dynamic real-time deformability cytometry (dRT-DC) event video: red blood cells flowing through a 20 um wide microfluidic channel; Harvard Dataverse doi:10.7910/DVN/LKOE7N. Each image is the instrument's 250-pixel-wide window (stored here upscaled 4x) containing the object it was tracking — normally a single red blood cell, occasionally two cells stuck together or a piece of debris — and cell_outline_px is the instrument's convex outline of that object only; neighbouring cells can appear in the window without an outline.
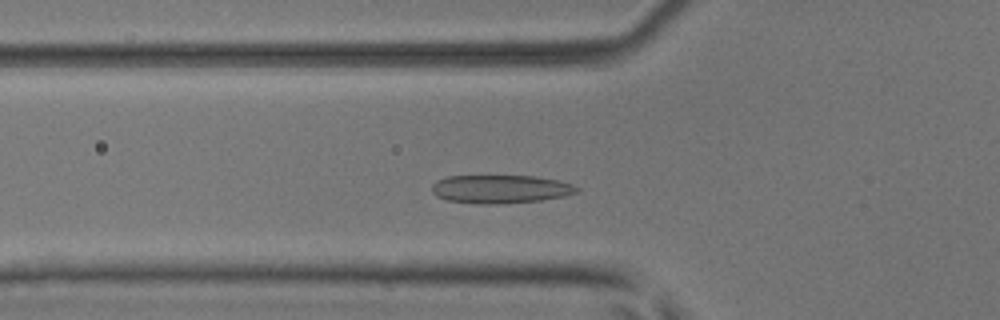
{"species": "common noctule bat (a hibernating species)", "species_latin": "Nyctalus noctula", "temperature_condition": "room temperature", "stored_images_in_passage": 46, "camera_frame_rate_fps": 3000, "um_per_image_px": 0.085, "animal": {"sex": "male", "body_mass_g": 17.9, "forearm_length_mm": 54.2}, "frame": {"image": 1, "passage_image": 12, "time_ms": 3.667, "image_size_px": [1000, 320], "cell_outline_px": [[580, 192], [564, 196], [540, 200], [496, 204], [476, 204], [448, 200], [436, 196], [432, 192], [432, 184], [436, 180], [448, 176], [536, 176], [556, 180], [572, 184], [580, 188]], "centroid_in_image_um": [42.53, 16.07], "position_along_channel_um": 83.3, "area_um2": 23.99}}
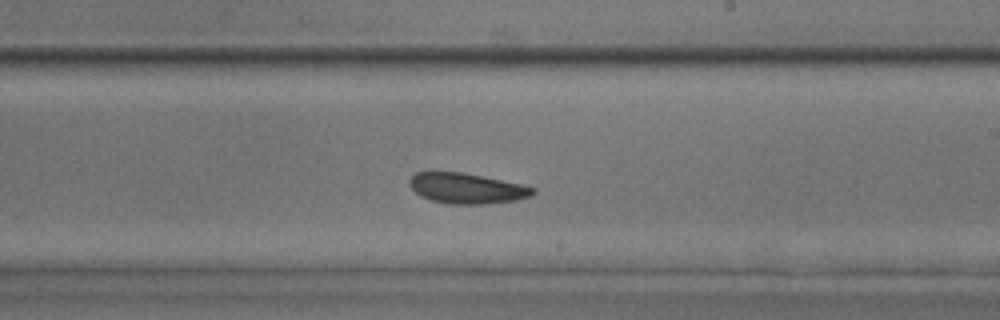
{"frame": {"image": 2, "passage_image": 25, "time_ms": 8.0, "image_size_px": [1000, 320], "cell_outline_px": [[536, 192], [532, 196], [516, 200], [484, 204], [448, 204], [432, 200], [420, 196], [408, 184], [408, 180], [416, 172], [460, 172], [524, 184], [536, 188]], "centroid_in_image_um": [39.7, 16.01], "position_along_channel_um": 249.3, "area_um2": 21.96}}
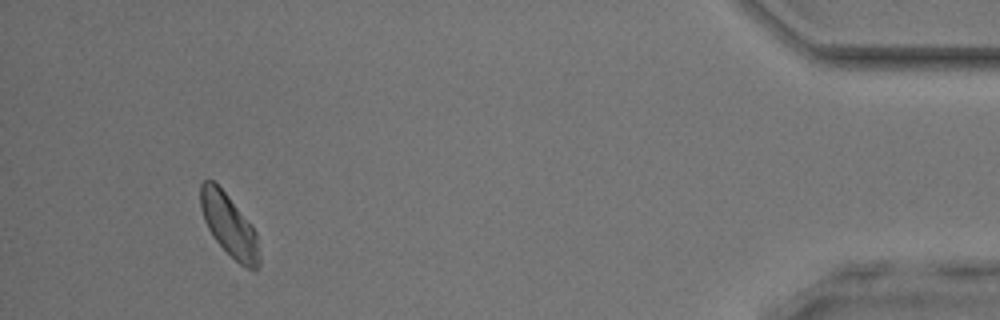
{"frame": {"image": 3, "passage_image": 43, "time_ms": 14.0, "image_size_px": [1000, 320], "cell_outline_px": [[260, 264], [252, 272], [240, 264], [212, 236], [204, 220], [200, 208], [200, 184], [204, 180], [212, 180], [224, 192], [256, 232], [260, 256]], "centroid_in_image_um": [19.47, 19.18], "position_along_channel_um": 415.7, "area_um2": 20.81}, "authors_computed_cell_mechanics": {"area_um2": 22.3397, "velocity_mm_per_s": 3.8486, "shape_relaxation_time_tau1_ms": 2.7015, "shape_relaxation_time_tau2_ms": 5.5565, "deformation_change_tau1": 0.0894, "deformation_change_tau2": 0.1056}}